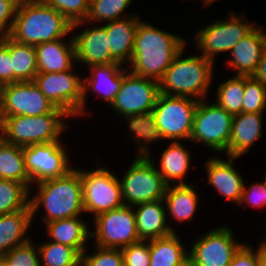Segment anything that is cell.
<instances>
[{
  "mask_svg": "<svg viewBox=\"0 0 266 266\" xmlns=\"http://www.w3.org/2000/svg\"><path fill=\"white\" fill-rule=\"evenodd\" d=\"M187 43L184 37L141 19L135 33L132 58L127 65L128 71L159 82L175 57L189 46Z\"/></svg>",
  "mask_w": 266,
  "mask_h": 266,
  "instance_id": "1",
  "label": "cell"
},
{
  "mask_svg": "<svg viewBox=\"0 0 266 266\" xmlns=\"http://www.w3.org/2000/svg\"><path fill=\"white\" fill-rule=\"evenodd\" d=\"M77 168L74 167L62 177L45 180L31 186L29 205L32 222L40 209L44 211L39 217L41 224L85 215L81 172L80 168Z\"/></svg>",
  "mask_w": 266,
  "mask_h": 266,
  "instance_id": "2",
  "label": "cell"
},
{
  "mask_svg": "<svg viewBox=\"0 0 266 266\" xmlns=\"http://www.w3.org/2000/svg\"><path fill=\"white\" fill-rule=\"evenodd\" d=\"M72 23L42 0H20L10 37L32 46L72 36Z\"/></svg>",
  "mask_w": 266,
  "mask_h": 266,
  "instance_id": "3",
  "label": "cell"
},
{
  "mask_svg": "<svg viewBox=\"0 0 266 266\" xmlns=\"http://www.w3.org/2000/svg\"><path fill=\"white\" fill-rule=\"evenodd\" d=\"M186 47L175 57L159 81L160 93L172 96L191 97L198 101L207 99L211 92L215 65L196 54H185ZM187 55V56H183ZM209 92V93H208Z\"/></svg>",
  "mask_w": 266,
  "mask_h": 266,
  "instance_id": "4",
  "label": "cell"
},
{
  "mask_svg": "<svg viewBox=\"0 0 266 266\" xmlns=\"http://www.w3.org/2000/svg\"><path fill=\"white\" fill-rule=\"evenodd\" d=\"M68 119L71 117L59 108L35 117H0V134L5 142L19 147L50 143L62 140Z\"/></svg>",
  "mask_w": 266,
  "mask_h": 266,
  "instance_id": "5",
  "label": "cell"
},
{
  "mask_svg": "<svg viewBox=\"0 0 266 266\" xmlns=\"http://www.w3.org/2000/svg\"><path fill=\"white\" fill-rule=\"evenodd\" d=\"M226 17L213 20L212 23L199 28L195 31V37H192L193 47L196 46L195 52L214 64L218 54L228 55L238 41L258 25L251 23L246 15L235 13L233 10H230Z\"/></svg>",
  "mask_w": 266,
  "mask_h": 266,
  "instance_id": "6",
  "label": "cell"
},
{
  "mask_svg": "<svg viewBox=\"0 0 266 266\" xmlns=\"http://www.w3.org/2000/svg\"><path fill=\"white\" fill-rule=\"evenodd\" d=\"M233 117L216 102L200 100L194 113L189 142L224 155L229 147Z\"/></svg>",
  "mask_w": 266,
  "mask_h": 266,
  "instance_id": "7",
  "label": "cell"
},
{
  "mask_svg": "<svg viewBox=\"0 0 266 266\" xmlns=\"http://www.w3.org/2000/svg\"><path fill=\"white\" fill-rule=\"evenodd\" d=\"M120 178L123 203L126 206L163 200L167 185L149 157H134Z\"/></svg>",
  "mask_w": 266,
  "mask_h": 266,
  "instance_id": "8",
  "label": "cell"
},
{
  "mask_svg": "<svg viewBox=\"0 0 266 266\" xmlns=\"http://www.w3.org/2000/svg\"><path fill=\"white\" fill-rule=\"evenodd\" d=\"M85 214L93 219L100 213L124 205L119 176L105 166L94 169H80Z\"/></svg>",
  "mask_w": 266,
  "mask_h": 266,
  "instance_id": "9",
  "label": "cell"
},
{
  "mask_svg": "<svg viewBox=\"0 0 266 266\" xmlns=\"http://www.w3.org/2000/svg\"><path fill=\"white\" fill-rule=\"evenodd\" d=\"M198 100L159 94L152 110L164 141H189Z\"/></svg>",
  "mask_w": 266,
  "mask_h": 266,
  "instance_id": "10",
  "label": "cell"
},
{
  "mask_svg": "<svg viewBox=\"0 0 266 266\" xmlns=\"http://www.w3.org/2000/svg\"><path fill=\"white\" fill-rule=\"evenodd\" d=\"M91 240L102 248H119L141 241L138 237L133 207L123 205L119 208L100 213L93 219Z\"/></svg>",
  "mask_w": 266,
  "mask_h": 266,
  "instance_id": "11",
  "label": "cell"
},
{
  "mask_svg": "<svg viewBox=\"0 0 266 266\" xmlns=\"http://www.w3.org/2000/svg\"><path fill=\"white\" fill-rule=\"evenodd\" d=\"M74 69L76 67L59 73H37L33 81L56 108L78 119L82 118L84 76L80 71L76 74Z\"/></svg>",
  "mask_w": 266,
  "mask_h": 266,
  "instance_id": "12",
  "label": "cell"
},
{
  "mask_svg": "<svg viewBox=\"0 0 266 266\" xmlns=\"http://www.w3.org/2000/svg\"><path fill=\"white\" fill-rule=\"evenodd\" d=\"M62 140L23 147L25 169L31 184L66 175L74 168Z\"/></svg>",
  "mask_w": 266,
  "mask_h": 266,
  "instance_id": "13",
  "label": "cell"
},
{
  "mask_svg": "<svg viewBox=\"0 0 266 266\" xmlns=\"http://www.w3.org/2000/svg\"><path fill=\"white\" fill-rule=\"evenodd\" d=\"M189 247V261L195 266H229L233 255L244 244L223 224L196 236Z\"/></svg>",
  "mask_w": 266,
  "mask_h": 266,
  "instance_id": "14",
  "label": "cell"
},
{
  "mask_svg": "<svg viewBox=\"0 0 266 266\" xmlns=\"http://www.w3.org/2000/svg\"><path fill=\"white\" fill-rule=\"evenodd\" d=\"M160 94L159 82L153 79L136 76L123 69V83L114 101L110 105L117 116L151 112Z\"/></svg>",
  "mask_w": 266,
  "mask_h": 266,
  "instance_id": "15",
  "label": "cell"
},
{
  "mask_svg": "<svg viewBox=\"0 0 266 266\" xmlns=\"http://www.w3.org/2000/svg\"><path fill=\"white\" fill-rule=\"evenodd\" d=\"M55 109L34 81L15 82L3 86L1 117H35L51 113Z\"/></svg>",
  "mask_w": 266,
  "mask_h": 266,
  "instance_id": "16",
  "label": "cell"
},
{
  "mask_svg": "<svg viewBox=\"0 0 266 266\" xmlns=\"http://www.w3.org/2000/svg\"><path fill=\"white\" fill-rule=\"evenodd\" d=\"M93 26V24L91 25V23L86 21L72 24L77 65L82 63L84 68L85 66L87 68V66L91 65L119 63L111 56L108 36L104 26L102 24H95L96 27ZM82 27L85 28L82 29ZM78 28L82 29L80 33L77 32Z\"/></svg>",
  "mask_w": 266,
  "mask_h": 266,
  "instance_id": "17",
  "label": "cell"
},
{
  "mask_svg": "<svg viewBox=\"0 0 266 266\" xmlns=\"http://www.w3.org/2000/svg\"><path fill=\"white\" fill-rule=\"evenodd\" d=\"M125 67L121 63H110L87 68L89 74L83 77L82 117L90 115L86 106L90 92L96 94L95 97L101 99L102 103L105 102V106L112 104L121 89Z\"/></svg>",
  "mask_w": 266,
  "mask_h": 266,
  "instance_id": "18",
  "label": "cell"
},
{
  "mask_svg": "<svg viewBox=\"0 0 266 266\" xmlns=\"http://www.w3.org/2000/svg\"><path fill=\"white\" fill-rule=\"evenodd\" d=\"M239 157L226 156L225 158L221 156L213 157L209 156L203 165L204 171L206 172V184L212 186L222 198L230 203H235L238 206L244 188L245 179L243 175L238 172L235 167V161Z\"/></svg>",
  "mask_w": 266,
  "mask_h": 266,
  "instance_id": "19",
  "label": "cell"
},
{
  "mask_svg": "<svg viewBox=\"0 0 266 266\" xmlns=\"http://www.w3.org/2000/svg\"><path fill=\"white\" fill-rule=\"evenodd\" d=\"M258 24L249 34L243 37L232 48L225 62L234 76H252L256 66L266 50V29Z\"/></svg>",
  "mask_w": 266,
  "mask_h": 266,
  "instance_id": "20",
  "label": "cell"
},
{
  "mask_svg": "<svg viewBox=\"0 0 266 266\" xmlns=\"http://www.w3.org/2000/svg\"><path fill=\"white\" fill-rule=\"evenodd\" d=\"M167 147L161 151L159 162H156L155 156H149L157 168V171L162 176L164 183L170 185H186L185 181L188 172H192L191 167L194 168L191 149L186 148L182 141H169ZM191 153V154H190Z\"/></svg>",
  "mask_w": 266,
  "mask_h": 266,
  "instance_id": "21",
  "label": "cell"
},
{
  "mask_svg": "<svg viewBox=\"0 0 266 266\" xmlns=\"http://www.w3.org/2000/svg\"><path fill=\"white\" fill-rule=\"evenodd\" d=\"M264 113L241 112L233 117L229 147L225 156L241 158L262 139ZM262 130V131H261Z\"/></svg>",
  "mask_w": 266,
  "mask_h": 266,
  "instance_id": "22",
  "label": "cell"
},
{
  "mask_svg": "<svg viewBox=\"0 0 266 266\" xmlns=\"http://www.w3.org/2000/svg\"><path fill=\"white\" fill-rule=\"evenodd\" d=\"M140 240L164 238L178 230L167 220L164 200L146 202L133 207Z\"/></svg>",
  "mask_w": 266,
  "mask_h": 266,
  "instance_id": "23",
  "label": "cell"
},
{
  "mask_svg": "<svg viewBox=\"0 0 266 266\" xmlns=\"http://www.w3.org/2000/svg\"><path fill=\"white\" fill-rule=\"evenodd\" d=\"M38 73H59L76 66L73 36L34 46Z\"/></svg>",
  "mask_w": 266,
  "mask_h": 266,
  "instance_id": "24",
  "label": "cell"
},
{
  "mask_svg": "<svg viewBox=\"0 0 266 266\" xmlns=\"http://www.w3.org/2000/svg\"><path fill=\"white\" fill-rule=\"evenodd\" d=\"M83 218L77 216L44 223L46 239L72 247L81 255L90 248L87 243L91 239L90 220Z\"/></svg>",
  "mask_w": 266,
  "mask_h": 266,
  "instance_id": "25",
  "label": "cell"
},
{
  "mask_svg": "<svg viewBox=\"0 0 266 266\" xmlns=\"http://www.w3.org/2000/svg\"><path fill=\"white\" fill-rule=\"evenodd\" d=\"M140 20V15H133L102 24L107 32L111 56L122 65L127 66L131 61Z\"/></svg>",
  "mask_w": 266,
  "mask_h": 266,
  "instance_id": "26",
  "label": "cell"
},
{
  "mask_svg": "<svg viewBox=\"0 0 266 266\" xmlns=\"http://www.w3.org/2000/svg\"><path fill=\"white\" fill-rule=\"evenodd\" d=\"M192 184L167 186L163 198L167 220L171 217V221L175 220L176 224L187 223L190 220L193 222L200 203V194Z\"/></svg>",
  "mask_w": 266,
  "mask_h": 266,
  "instance_id": "27",
  "label": "cell"
},
{
  "mask_svg": "<svg viewBox=\"0 0 266 266\" xmlns=\"http://www.w3.org/2000/svg\"><path fill=\"white\" fill-rule=\"evenodd\" d=\"M127 123L129 138L136 148L134 157H149L150 147L155 142H162L163 138L156 125L154 114L151 112L127 115L121 118ZM133 139V140H132ZM160 140V141H159ZM151 144V145H150Z\"/></svg>",
  "mask_w": 266,
  "mask_h": 266,
  "instance_id": "28",
  "label": "cell"
},
{
  "mask_svg": "<svg viewBox=\"0 0 266 266\" xmlns=\"http://www.w3.org/2000/svg\"><path fill=\"white\" fill-rule=\"evenodd\" d=\"M32 224L31 208L0 215V254L5 255L15 246L29 241Z\"/></svg>",
  "mask_w": 266,
  "mask_h": 266,
  "instance_id": "29",
  "label": "cell"
},
{
  "mask_svg": "<svg viewBox=\"0 0 266 266\" xmlns=\"http://www.w3.org/2000/svg\"><path fill=\"white\" fill-rule=\"evenodd\" d=\"M185 246L177 232L151 239L149 266H184L189 261V248Z\"/></svg>",
  "mask_w": 266,
  "mask_h": 266,
  "instance_id": "30",
  "label": "cell"
},
{
  "mask_svg": "<svg viewBox=\"0 0 266 266\" xmlns=\"http://www.w3.org/2000/svg\"><path fill=\"white\" fill-rule=\"evenodd\" d=\"M9 49L13 70V83L33 81L38 73L34 46L19 43L10 36L1 40Z\"/></svg>",
  "mask_w": 266,
  "mask_h": 266,
  "instance_id": "31",
  "label": "cell"
},
{
  "mask_svg": "<svg viewBox=\"0 0 266 266\" xmlns=\"http://www.w3.org/2000/svg\"><path fill=\"white\" fill-rule=\"evenodd\" d=\"M0 179L18 181L31 188L30 177L25 169L23 147L4 140L0 143Z\"/></svg>",
  "mask_w": 266,
  "mask_h": 266,
  "instance_id": "32",
  "label": "cell"
},
{
  "mask_svg": "<svg viewBox=\"0 0 266 266\" xmlns=\"http://www.w3.org/2000/svg\"><path fill=\"white\" fill-rule=\"evenodd\" d=\"M216 88L215 100L229 114L235 116L242 112L245 89V76H234L223 80Z\"/></svg>",
  "mask_w": 266,
  "mask_h": 266,
  "instance_id": "33",
  "label": "cell"
},
{
  "mask_svg": "<svg viewBox=\"0 0 266 266\" xmlns=\"http://www.w3.org/2000/svg\"><path fill=\"white\" fill-rule=\"evenodd\" d=\"M45 241L37 243L40 266H80L81 255L74 248Z\"/></svg>",
  "mask_w": 266,
  "mask_h": 266,
  "instance_id": "34",
  "label": "cell"
},
{
  "mask_svg": "<svg viewBox=\"0 0 266 266\" xmlns=\"http://www.w3.org/2000/svg\"><path fill=\"white\" fill-rule=\"evenodd\" d=\"M134 0H90L89 13L86 22L103 24L113 20L122 19L128 16L138 15L137 13L127 14L128 7ZM124 13V14H123ZM123 15V16H122Z\"/></svg>",
  "mask_w": 266,
  "mask_h": 266,
  "instance_id": "35",
  "label": "cell"
},
{
  "mask_svg": "<svg viewBox=\"0 0 266 266\" xmlns=\"http://www.w3.org/2000/svg\"><path fill=\"white\" fill-rule=\"evenodd\" d=\"M30 189L23 183L0 179V215L30 208Z\"/></svg>",
  "mask_w": 266,
  "mask_h": 266,
  "instance_id": "36",
  "label": "cell"
},
{
  "mask_svg": "<svg viewBox=\"0 0 266 266\" xmlns=\"http://www.w3.org/2000/svg\"><path fill=\"white\" fill-rule=\"evenodd\" d=\"M242 112L266 113V86L251 76H245Z\"/></svg>",
  "mask_w": 266,
  "mask_h": 266,
  "instance_id": "37",
  "label": "cell"
},
{
  "mask_svg": "<svg viewBox=\"0 0 266 266\" xmlns=\"http://www.w3.org/2000/svg\"><path fill=\"white\" fill-rule=\"evenodd\" d=\"M94 252L87 248L81 254L80 266H123V253L119 248L93 246Z\"/></svg>",
  "mask_w": 266,
  "mask_h": 266,
  "instance_id": "38",
  "label": "cell"
},
{
  "mask_svg": "<svg viewBox=\"0 0 266 266\" xmlns=\"http://www.w3.org/2000/svg\"><path fill=\"white\" fill-rule=\"evenodd\" d=\"M64 15L72 24L85 21L89 13L90 0H42Z\"/></svg>",
  "mask_w": 266,
  "mask_h": 266,
  "instance_id": "39",
  "label": "cell"
},
{
  "mask_svg": "<svg viewBox=\"0 0 266 266\" xmlns=\"http://www.w3.org/2000/svg\"><path fill=\"white\" fill-rule=\"evenodd\" d=\"M32 238L5 254L6 266H40L38 246Z\"/></svg>",
  "mask_w": 266,
  "mask_h": 266,
  "instance_id": "40",
  "label": "cell"
},
{
  "mask_svg": "<svg viewBox=\"0 0 266 266\" xmlns=\"http://www.w3.org/2000/svg\"><path fill=\"white\" fill-rule=\"evenodd\" d=\"M124 266H149L150 265V240L139 241L123 247Z\"/></svg>",
  "mask_w": 266,
  "mask_h": 266,
  "instance_id": "41",
  "label": "cell"
},
{
  "mask_svg": "<svg viewBox=\"0 0 266 266\" xmlns=\"http://www.w3.org/2000/svg\"><path fill=\"white\" fill-rule=\"evenodd\" d=\"M263 181H258L249 186L244 183L243 193L239 206L249 205L252 208L266 207V175Z\"/></svg>",
  "mask_w": 266,
  "mask_h": 266,
  "instance_id": "42",
  "label": "cell"
},
{
  "mask_svg": "<svg viewBox=\"0 0 266 266\" xmlns=\"http://www.w3.org/2000/svg\"><path fill=\"white\" fill-rule=\"evenodd\" d=\"M20 0H0V40L10 36Z\"/></svg>",
  "mask_w": 266,
  "mask_h": 266,
  "instance_id": "43",
  "label": "cell"
},
{
  "mask_svg": "<svg viewBox=\"0 0 266 266\" xmlns=\"http://www.w3.org/2000/svg\"><path fill=\"white\" fill-rule=\"evenodd\" d=\"M229 266H258V246L256 249L250 244H244L233 255Z\"/></svg>",
  "mask_w": 266,
  "mask_h": 266,
  "instance_id": "44",
  "label": "cell"
},
{
  "mask_svg": "<svg viewBox=\"0 0 266 266\" xmlns=\"http://www.w3.org/2000/svg\"><path fill=\"white\" fill-rule=\"evenodd\" d=\"M0 83H13V70L8 47L0 40Z\"/></svg>",
  "mask_w": 266,
  "mask_h": 266,
  "instance_id": "45",
  "label": "cell"
},
{
  "mask_svg": "<svg viewBox=\"0 0 266 266\" xmlns=\"http://www.w3.org/2000/svg\"><path fill=\"white\" fill-rule=\"evenodd\" d=\"M253 79L259 80L266 86V50L263 52L254 73L251 76Z\"/></svg>",
  "mask_w": 266,
  "mask_h": 266,
  "instance_id": "46",
  "label": "cell"
},
{
  "mask_svg": "<svg viewBox=\"0 0 266 266\" xmlns=\"http://www.w3.org/2000/svg\"><path fill=\"white\" fill-rule=\"evenodd\" d=\"M258 266H266V254L258 246Z\"/></svg>",
  "mask_w": 266,
  "mask_h": 266,
  "instance_id": "47",
  "label": "cell"
},
{
  "mask_svg": "<svg viewBox=\"0 0 266 266\" xmlns=\"http://www.w3.org/2000/svg\"><path fill=\"white\" fill-rule=\"evenodd\" d=\"M216 1L219 0H202L200 3L202 4V8L209 7L210 5L214 4Z\"/></svg>",
  "mask_w": 266,
  "mask_h": 266,
  "instance_id": "48",
  "label": "cell"
},
{
  "mask_svg": "<svg viewBox=\"0 0 266 266\" xmlns=\"http://www.w3.org/2000/svg\"><path fill=\"white\" fill-rule=\"evenodd\" d=\"M258 246L260 247V249L266 254V238H264V240L262 239Z\"/></svg>",
  "mask_w": 266,
  "mask_h": 266,
  "instance_id": "49",
  "label": "cell"
},
{
  "mask_svg": "<svg viewBox=\"0 0 266 266\" xmlns=\"http://www.w3.org/2000/svg\"><path fill=\"white\" fill-rule=\"evenodd\" d=\"M2 98H3V85L0 83V117H1V109H2Z\"/></svg>",
  "mask_w": 266,
  "mask_h": 266,
  "instance_id": "50",
  "label": "cell"
},
{
  "mask_svg": "<svg viewBox=\"0 0 266 266\" xmlns=\"http://www.w3.org/2000/svg\"><path fill=\"white\" fill-rule=\"evenodd\" d=\"M0 266H6L5 255L0 254Z\"/></svg>",
  "mask_w": 266,
  "mask_h": 266,
  "instance_id": "51",
  "label": "cell"
},
{
  "mask_svg": "<svg viewBox=\"0 0 266 266\" xmlns=\"http://www.w3.org/2000/svg\"><path fill=\"white\" fill-rule=\"evenodd\" d=\"M184 266H195L191 261H188Z\"/></svg>",
  "mask_w": 266,
  "mask_h": 266,
  "instance_id": "52",
  "label": "cell"
},
{
  "mask_svg": "<svg viewBox=\"0 0 266 266\" xmlns=\"http://www.w3.org/2000/svg\"><path fill=\"white\" fill-rule=\"evenodd\" d=\"M3 141L2 135L0 134V143Z\"/></svg>",
  "mask_w": 266,
  "mask_h": 266,
  "instance_id": "53",
  "label": "cell"
}]
</instances>
